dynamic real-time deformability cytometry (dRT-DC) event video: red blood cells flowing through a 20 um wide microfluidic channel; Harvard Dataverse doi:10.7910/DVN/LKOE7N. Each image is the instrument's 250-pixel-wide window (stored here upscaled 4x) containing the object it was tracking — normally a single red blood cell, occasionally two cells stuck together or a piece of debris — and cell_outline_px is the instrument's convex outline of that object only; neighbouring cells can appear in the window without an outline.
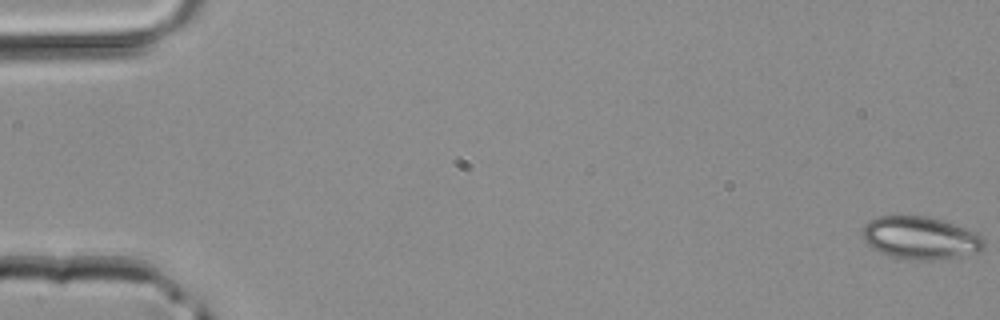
{"species": "common noctule bat (a hibernating species)", "species_latin": "Nyctalus noctula", "temperature_condition": "room temperature", "stored_images_in_passage": 42, "camera_frame_rate_fps": 3000, "um_per_image_px": 0.085, "animal": {"sex": "male", "body_mass_g": 20.4}, "frame": {"image": 1, "passage_image": 1, "time_ms": 0.0, "image_size_px": [1000, 320], "cell_outline_px": [[984, 248], [976, 252], [960, 256], [932, 260], [916, 260], [892, 256], [880, 252], [872, 248], [864, 240], [860, 232], [864, 224], [880, 216], [928, 216], [964, 228], [980, 236], [984, 240]], "centroid_in_image_um": [78.18, 20.22], "position_along_channel_um": 6.8, "area_um2": 29.82}}
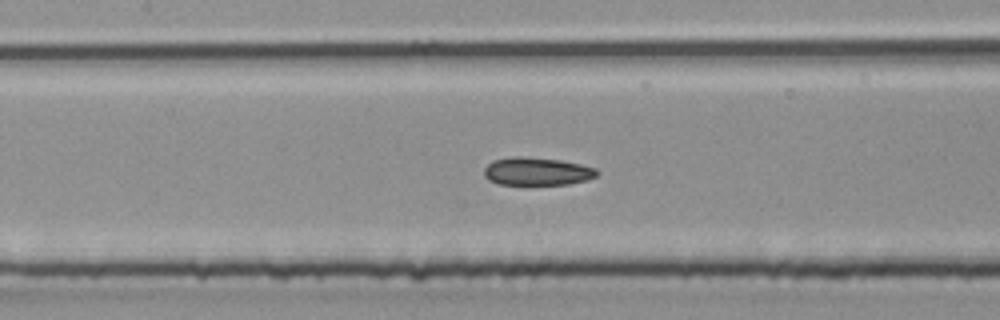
{"frame": {"image": 2, "passage_image": 21, "time_ms": 6.667, "image_size_px": [1000, 320], "cell_outline_px": [[600, 172], [596, 176], [588, 180], [568, 184], [496, 184], [488, 180], [484, 176], [484, 168], [492, 160], [516, 156], [520, 156], [560, 160], [580, 164], [596, 168]], "centroid_in_image_um": [45.64, 14.57], "position_along_channel_um": 161.8, "area_um2": 18.44}}
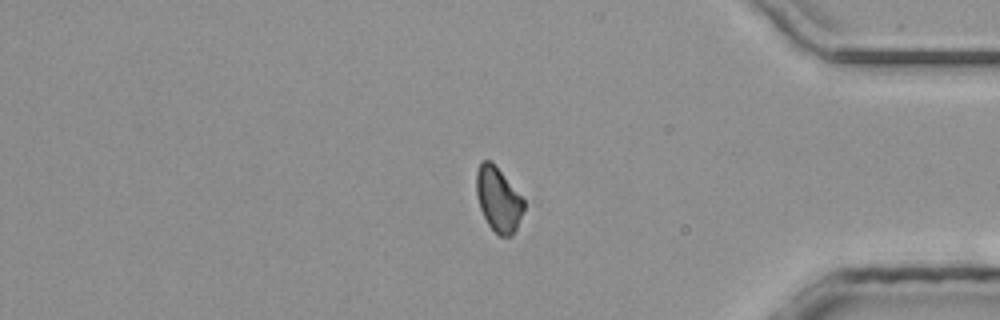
{"frame": {"image": 3, "passage_image": 37, "time_ms": 12.0, "image_size_px": [1000, 320], "cell_outline_px": [[524, 208], [516, 228], [512, 236], [500, 236], [488, 224], [480, 208], [476, 196], [476, 172], [480, 164], [484, 160], [492, 160], [524, 200]], "centroid_in_image_um": [42.34, 16.93], "position_along_channel_um": 392.9, "area_um2": 17.63}}